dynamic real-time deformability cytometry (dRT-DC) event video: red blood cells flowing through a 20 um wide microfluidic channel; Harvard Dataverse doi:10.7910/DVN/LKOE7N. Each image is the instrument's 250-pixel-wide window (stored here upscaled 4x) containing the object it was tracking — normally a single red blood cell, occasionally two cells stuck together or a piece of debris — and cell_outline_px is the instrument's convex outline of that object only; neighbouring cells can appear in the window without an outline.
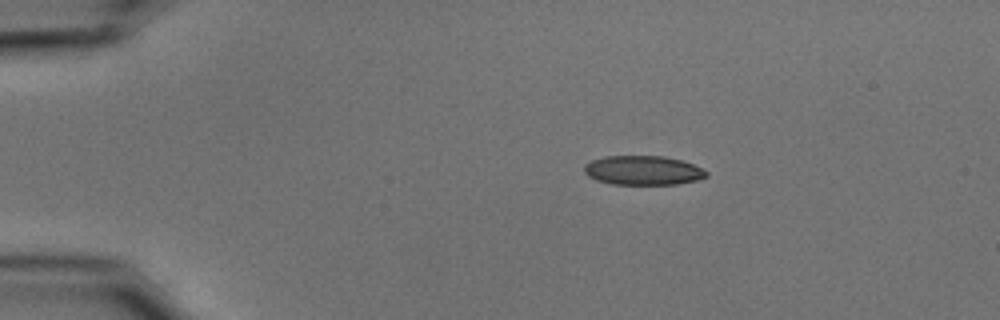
{"species": "common noctule bat (a hibernating species)", "species_latin": "Nyctalus noctula", "temperature_condition": "cold", "stored_images_in_passage": 45, "camera_frame_rate_fps": 3000, "um_per_image_px": 0.085, "animal": {"sex": "male", "body_mass_g": 15.6}, "frame": {"image": 1, "passage_image": 1, "time_ms": 0.0, "image_size_px": [1000, 320], "cell_outline_px": [[708, 176], [696, 180], [676, 184], [612, 184], [596, 180], [588, 176], [584, 172], [584, 164], [592, 160], [604, 156], [664, 156], [680, 160], [692, 164], [708, 172]], "centroid_in_image_um": [54.62, 14.48], "position_along_channel_um": 30.4, "area_um2": 20.75}}
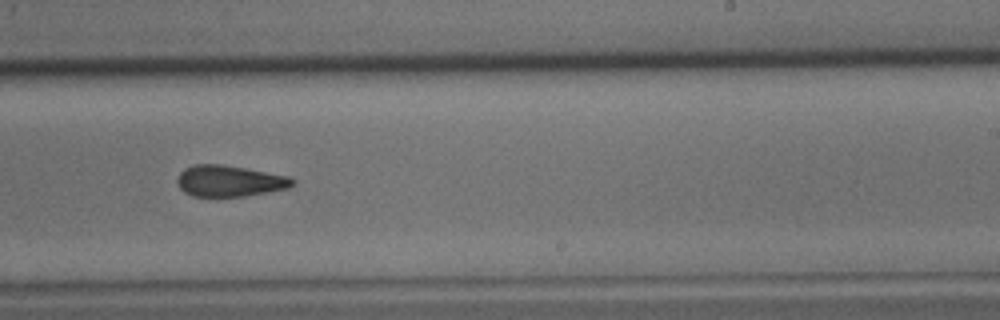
{"frame": {"image": 2, "passage_image": 25, "time_ms": 8.0, "image_size_px": [1000, 320], "cell_outline_px": [[296, 180], [288, 188], [268, 192], [244, 196], [192, 196], [184, 192], [180, 188], [176, 180], [180, 172], [184, 168], [196, 164], [220, 164], [244, 168], [288, 176]], "centroid_in_image_um": [19.48, 15.38], "position_along_channel_um": 269.5, "area_um2": 20.81}}
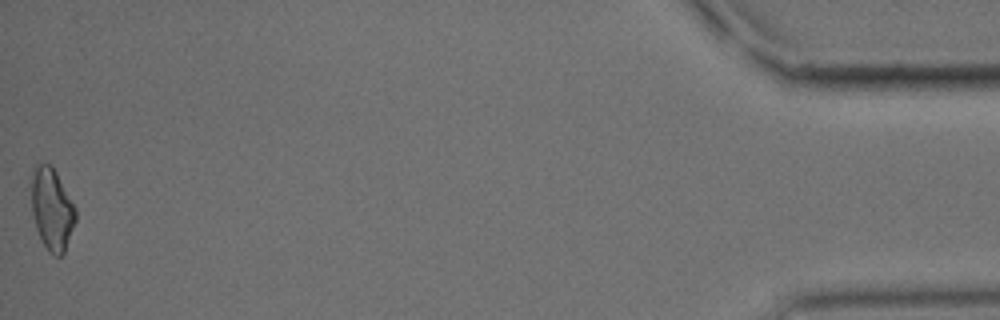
{"frame": {"image": 3, "passage_image": 45, "time_ms": 14.667, "image_size_px": [1000, 320], "cell_outline_px": [[76, 220], [64, 252], [60, 256], [52, 256], [48, 252], [36, 228], [32, 212], [32, 168], [36, 164], [48, 164], [56, 172], [76, 208]], "centroid_in_image_um": [4.41, 17.79], "position_along_channel_um": 430.8, "area_um2": 20.92}, "authors_computed_cell_mechanics": {"area_um2": 21.2704, "velocity_mm_per_s": 3.7411, "shape_relaxation_time_tau1_ms": 6.0947, "shape_relaxation_time_tau2_ms": 4.7639, "deformation_change_tau1": 0.1356, "deformation_change_tau2": 0.1252}}